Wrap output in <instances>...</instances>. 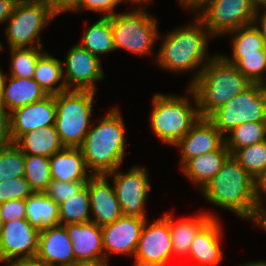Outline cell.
<instances>
[{"label": "cell", "instance_id": "6da1fadb", "mask_svg": "<svg viewBox=\"0 0 266 266\" xmlns=\"http://www.w3.org/2000/svg\"><path fill=\"white\" fill-rule=\"evenodd\" d=\"M195 21L186 26L158 36L162 42L153 63L166 71L179 74L194 71L187 87L200 75L202 68L214 56L208 54V42L213 37L202 21L195 15ZM199 67V68H198ZM196 70V71H195Z\"/></svg>", "mask_w": 266, "mask_h": 266}, {"label": "cell", "instance_id": "7a4b0ae2", "mask_svg": "<svg viewBox=\"0 0 266 266\" xmlns=\"http://www.w3.org/2000/svg\"><path fill=\"white\" fill-rule=\"evenodd\" d=\"M207 202L252 221L257 212L255 179L230 155L201 190Z\"/></svg>", "mask_w": 266, "mask_h": 266}, {"label": "cell", "instance_id": "3957f363", "mask_svg": "<svg viewBox=\"0 0 266 266\" xmlns=\"http://www.w3.org/2000/svg\"><path fill=\"white\" fill-rule=\"evenodd\" d=\"M120 109L111 107L98 123H92L80 147L93 175H106L122 166L126 156L125 124Z\"/></svg>", "mask_w": 266, "mask_h": 266}, {"label": "cell", "instance_id": "277c9868", "mask_svg": "<svg viewBox=\"0 0 266 266\" xmlns=\"http://www.w3.org/2000/svg\"><path fill=\"white\" fill-rule=\"evenodd\" d=\"M252 84L235 65L228 63L217 53L206 63L189 87L197 96L199 116L208 118Z\"/></svg>", "mask_w": 266, "mask_h": 266}, {"label": "cell", "instance_id": "5b68a950", "mask_svg": "<svg viewBox=\"0 0 266 266\" xmlns=\"http://www.w3.org/2000/svg\"><path fill=\"white\" fill-rule=\"evenodd\" d=\"M185 91V97L162 93L152 97L150 128L155 137L167 146H174L200 118L197 96L189 86Z\"/></svg>", "mask_w": 266, "mask_h": 266}, {"label": "cell", "instance_id": "8992f818", "mask_svg": "<svg viewBox=\"0 0 266 266\" xmlns=\"http://www.w3.org/2000/svg\"><path fill=\"white\" fill-rule=\"evenodd\" d=\"M151 3L153 2H133L131 5L139 7L132 11L118 12L111 17L115 50L124 49L136 56L151 55L160 33L157 18L147 12Z\"/></svg>", "mask_w": 266, "mask_h": 266}, {"label": "cell", "instance_id": "52a82bcc", "mask_svg": "<svg viewBox=\"0 0 266 266\" xmlns=\"http://www.w3.org/2000/svg\"><path fill=\"white\" fill-rule=\"evenodd\" d=\"M95 91L67 90L55 95V128L65 147L80 148L93 123Z\"/></svg>", "mask_w": 266, "mask_h": 266}, {"label": "cell", "instance_id": "ba28073f", "mask_svg": "<svg viewBox=\"0 0 266 266\" xmlns=\"http://www.w3.org/2000/svg\"><path fill=\"white\" fill-rule=\"evenodd\" d=\"M57 14L36 0H18L11 16L5 22L8 48L43 47L39 37Z\"/></svg>", "mask_w": 266, "mask_h": 266}, {"label": "cell", "instance_id": "9c48e42d", "mask_svg": "<svg viewBox=\"0 0 266 266\" xmlns=\"http://www.w3.org/2000/svg\"><path fill=\"white\" fill-rule=\"evenodd\" d=\"M208 119L224 136L241 124L266 121V96L260 83H253L213 112Z\"/></svg>", "mask_w": 266, "mask_h": 266}, {"label": "cell", "instance_id": "30bf717a", "mask_svg": "<svg viewBox=\"0 0 266 266\" xmlns=\"http://www.w3.org/2000/svg\"><path fill=\"white\" fill-rule=\"evenodd\" d=\"M256 8L252 0H210L195 14L215 38L254 23Z\"/></svg>", "mask_w": 266, "mask_h": 266}, {"label": "cell", "instance_id": "8fae6325", "mask_svg": "<svg viewBox=\"0 0 266 266\" xmlns=\"http://www.w3.org/2000/svg\"><path fill=\"white\" fill-rule=\"evenodd\" d=\"M119 169L106 176L113 177L112 183L123 215L148 219L145 204L152 188L147 169L141 165H134L125 173Z\"/></svg>", "mask_w": 266, "mask_h": 266}, {"label": "cell", "instance_id": "7c38bea8", "mask_svg": "<svg viewBox=\"0 0 266 266\" xmlns=\"http://www.w3.org/2000/svg\"><path fill=\"white\" fill-rule=\"evenodd\" d=\"M173 246L168 220L162 216L152 223L145 221L133 266H166L173 258Z\"/></svg>", "mask_w": 266, "mask_h": 266}, {"label": "cell", "instance_id": "4fadbf2b", "mask_svg": "<svg viewBox=\"0 0 266 266\" xmlns=\"http://www.w3.org/2000/svg\"><path fill=\"white\" fill-rule=\"evenodd\" d=\"M62 64L65 67H63V76L68 90L96 92V83L106 77L100 58L91 54L79 43L71 46Z\"/></svg>", "mask_w": 266, "mask_h": 266}, {"label": "cell", "instance_id": "5bb4252c", "mask_svg": "<svg viewBox=\"0 0 266 266\" xmlns=\"http://www.w3.org/2000/svg\"><path fill=\"white\" fill-rule=\"evenodd\" d=\"M39 232L27 219L4 222L0 231V264L35 259Z\"/></svg>", "mask_w": 266, "mask_h": 266}, {"label": "cell", "instance_id": "9a60e30c", "mask_svg": "<svg viewBox=\"0 0 266 266\" xmlns=\"http://www.w3.org/2000/svg\"><path fill=\"white\" fill-rule=\"evenodd\" d=\"M147 219L122 215L111 224L101 227L105 261L110 255H135L138 241Z\"/></svg>", "mask_w": 266, "mask_h": 266}, {"label": "cell", "instance_id": "2e32d148", "mask_svg": "<svg viewBox=\"0 0 266 266\" xmlns=\"http://www.w3.org/2000/svg\"><path fill=\"white\" fill-rule=\"evenodd\" d=\"M225 144V136L208 118L200 117L190 131L175 145L180 150V168L192 158L219 150Z\"/></svg>", "mask_w": 266, "mask_h": 266}, {"label": "cell", "instance_id": "e0dca14e", "mask_svg": "<svg viewBox=\"0 0 266 266\" xmlns=\"http://www.w3.org/2000/svg\"><path fill=\"white\" fill-rule=\"evenodd\" d=\"M55 95L20 107L10 113L11 136L15 143L23 134L41 127L55 125Z\"/></svg>", "mask_w": 266, "mask_h": 266}, {"label": "cell", "instance_id": "ac0fdd59", "mask_svg": "<svg viewBox=\"0 0 266 266\" xmlns=\"http://www.w3.org/2000/svg\"><path fill=\"white\" fill-rule=\"evenodd\" d=\"M106 175H93L87 181L91 207V222L102 227L119 219L123 212L114 185Z\"/></svg>", "mask_w": 266, "mask_h": 266}, {"label": "cell", "instance_id": "d6986e66", "mask_svg": "<svg viewBox=\"0 0 266 266\" xmlns=\"http://www.w3.org/2000/svg\"><path fill=\"white\" fill-rule=\"evenodd\" d=\"M35 259L49 266H70L77 262L65 225L40 230Z\"/></svg>", "mask_w": 266, "mask_h": 266}, {"label": "cell", "instance_id": "ffe728a7", "mask_svg": "<svg viewBox=\"0 0 266 266\" xmlns=\"http://www.w3.org/2000/svg\"><path fill=\"white\" fill-rule=\"evenodd\" d=\"M77 262H106L101 227L93 222L65 225Z\"/></svg>", "mask_w": 266, "mask_h": 266}, {"label": "cell", "instance_id": "44dd1931", "mask_svg": "<svg viewBox=\"0 0 266 266\" xmlns=\"http://www.w3.org/2000/svg\"><path fill=\"white\" fill-rule=\"evenodd\" d=\"M222 223L219 218H212L192 241L188 258L201 266H217L222 263L224 252L221 250Z\"/></svg>", "mask_w": 266, "mask_h": 266}, {"label": "cell", "instance_id": "7402d4cb", "mask_svg": "<svg viewBox=\"0 0 266 266\" xmlns=\"http://www.w3.org/2000/svg\"><path fill=\"white\" fill-rule=\"evenodd\" d=\"M46 91L33 78H18L4 75L0 105L9 113L25 105L47 97Z\"/></svg>", "mask_w": 266, "mask_h": 266}, {"label": "cell", "instance_id": "603a6c76", "mask_svg": "<svg viewBox=\"0 0 266 266\" xmlns=\"http://www.w3.org/2000/svg\"><path fill=\"white\" fill-rule=\"evenodd\" d=\"M164 217L169 222L171 232V240L174 256L178 258H187L191 248L192 241L197 233L212 219L218 216L213 213L202 212L194 217L183 218L174 221L173 212L164 214Z\"/></svg>", "mask_w": 266, "mask_h": 266}, {"label": "cell", "instance_id": "cb8c5ba5", "mask_svg": "<svg viewBox=\"0 0 266 266\" xmlns=\"http://www.w3.org/2000/svg\"><path fill=\"white\" fill-rule=\"evenodd\" d=\"M51 180L65 182L88 181V172L81 148L65 147L50 157Z\"/></svg>", "mask_w": 266, "mask_h": 266}, {"label": "cell", "instance_id": "d4e9b609", "mask_svg": "<svg viewBox=\"0 0 266 266\" xmlns=\"http://www.w3.org/2000/svg\"><path fill=\"white\" fill-rule=\"evenodd\" d=\"M230 155L229 149L224 144L219 150L189 159L179 169L190 182L201 190L212 180Z\"/></svg>", "mask_w": 266, "mask_h": 266}, {"label": "cell", "instance_id": "484cf974", "mask_svg": "<svg viewBox=\"0 0 266 266\" xmlns=\"http://www.w3.org/2000/svg\"><path fill=\"white\" fill-rule=\"evenodd\" d=\"M15 144L24 154L49 158L65 148L54 125L27 132Z\"/></svg>", "mask_w": 266, "mask_h": 266}, {"label": "cell", "instance_id": "4316f807", "mask_svg": "<svg viewBox=\"0 0 266 266\" xmlns=\"http://www.w3.org/2000/svg\"><path fill=\"white\" fill-rule=\"evenodd\" d=\"M232 56L219 53L228 63L235 65L243 55L259 54V51L266 48L264 38L259 28L254 24L243 26L230 31Z\"/></svg>", "mask_w": 266, "mask_h": 266}, {"label": "cell", "instance_id": "83f0119b", "mask_svg": "<svg viewBox=\"0 0 266 266\" xmlns=\"http://www.w3.org/2000/svg\"><path fill=\"white\" fill-rule=\"evenodd\" d=\"M26 219L39 231L59 224V204L44 192H35L25 200Z\"/></svg>", "mask_w": 266, "mask_h": 266}, {"label": "cell", "instance_id": "f1b7e54d", "mask_svg": "<svg viewBox=\"0 0 266 266\" xmlns=\"http://www.w3.org/2000/svg\"><path fill=\"white\" fill-rule=\"evenodd\" d=\"M33 79L48 95H56L68 90L64 81L62 61L46 51L37 61Z\"/></svg>", "mask_w": 266, "mask_h": 266}, {"label": "cell", "instance_id": "f546056e", "mask_svg": "<svg viewBox=\"0 0 266 266\" xmlns=\"http://www.w3.org/2000/svg\"><path fill=\"white\" fill-rule=\"evenodd\" d=\"M79 44L94 56L114 52L112 18L101 16L95 23L86 27Z\"/></svg>", "mask_w": 266, "mask_h": 266}, {"label": "cell", "instance_id": "4dcf8cb0", "mask_svg": "<svg viewBox=\"0 0 266 266\" xmlns=\"http://www.w3.org/2000/svg\"><path fill=\"white\" fill-rule=\"evenodd\" d=\"M91 222V207L87 185L59 205V224Z\"/></svg>", "mask_w": 266, "mask_h": 266}, {"label": "cell", "instance_id": "1f68e13d", "mask_svg": "<svg viewBox=\"0 0 266 266\" xmlns=\"http://www.w3.org/2000/svg\"><path fill=\"white\" fill-rule=\"evenodd\" d=\"M266 140V121L247 122L234 128L225 136L230 154L240 148Z\"/></svg>", "mask_w": 266, "mask_h": 266}, {"label": "cell", "instance_id": "d6a6232c", "mask_svg": "<svg viewBox=\"0 0 266 266\" xmlns=\"http://www.w3.org/2000/svg\"><path fill=\"white\" fill-rule=\"evenodd\" d=\"M44 47L9 48L11 53L10 73L7 75L18 78H33L39 57Z\"/></svg>", "mask_w": 266, "mask_h": 266}, {"label": "cell", "instance_id": "836d02e7", "mask_svg": "<svg viewBox=\"0 0 266 266\" xmlns=\"http://www.w3.org/2000/svg\"><path fill=\"white\" fill-rule=\"evenodd\" d=\"M24 178L34 192H44L51 183L50 158L25 154Z\"/></svg>", "mask_w": 266, "mask_h": 266}, {"label": "cell", "instance_id": "e575fe53", "mask_svg": "<svg viewBox=\"0 0 266 266\" xmlns=\"http://www.w3.org/2000/svg\"><path fill=\"white\" fill-rule=\"evenodd\" d=\"M231 155L255 179L266 167V140L235 150Z\"/></svg>", "mask_w": 266, "mask_h": 266}, {"label": "cell", "instance_id": "d590c367", "mask_svg": "<svg viewBox=\"0 0 266 266\" xmlns=\"http://www.w3.org/2000/svg\"><path fill=\"white\" fill-rule=\"evenodd\" d=\"M25 154L15 143L0 149V182L24 177Z\"/></svg>", "mask_w": 266, "mask_h": 266}, {"label": "cell", "instance_id": "8d00e7d4", "mask_svg": "<svg viewBox=\"0 0 266 266\" xmlns=\"http://www.w3.org/2000/svg\"><path fill=\"white\" fill-rule=\"evenodd\" d=\"M252 83H260L266 77V48L259 54L243 55L235 64Z\"/></svg>", "mask_w": 266, "mask_h": 266}, {"label": "cell", "instance_id": "74e56055", "mask_svg": "<svg viewBox=\"0 0 266 266\" xmlns=\"http://www.w3.org/2000/svg\"><path fill=\"white\" fill-rule=\"evenodd\" d=\"M35 192L24 177L0 182V204L13 199L26 200Z\"/></svg>", "mask_w": 266, "mask_h": 266}, {"label": "cell", "instance_id": "f35d334b", "mask_svg": "<svg viewBox=\"0 0 266 266\" xmlns=\"http://www.w3.org/2000/svg\"><path fill=\"white\" fill-rule=\"evenodd\" d=\"M133 3L132 0H76L73 7L69 12H81L83 11H92L103 13V17H112L118 12H115L117 5L121 3L128 4Z\"/></svg>", "mask_w": 266, "mask_h": 266}, {"label": "cell", "instance_id": "ab89813d", "mask_svg": "<svg viewBox=\"0 0 266 266\" xmlns=\"http://www.w3.org/2000/svg\"><path fill=\"white\" fill-rule=\"evenodd\" d=\"M87 184V181L65 182L51 180L48 188L44 191L47 197L51 198L57 204L65 202L74 194L80 192Z\"/></svg>", "mask_w": 266, "mask_h": 266}, {"label": "cell", "instance_id": "60d3db41", "mask_svg": "<svg viewBox=\"0 0 266 266\" xmlns=\"http://www.w3.org/2000/svg\"><path fill=\"white\" fill-rule=\"evenodd\" d=\"M1 215L3 222L26 219L25 200L13 199L1 204Z\"/></svg>", "mask_w": 266, "mask_h": 266}, {"label": "cell", "instance_id": "b9f144b4", "mask_svg": "<svg viewBox=\"0 0 266 266\" xmlns=\"http://www.w3.org/2000/svg\"><path fill=\"white\" fill-rule=\"evenodd\" d=\"M13 144L10 113L0 105V149Z\"/></svg>", "mask_w": 266, "mask_h": 266}, {"label": "cell", "instance_id": "7bdbcfd3", "mask_svg": "<svg viewBox=\"0 0 266 266\" xmlns=\"http://www.w3.org/2000/svg\"><path fill=\"white\" fill-rule=\"evenodd\" d=\"M49 6L58 16L71 10L76 0H36Z\"/></svg>", "mask_w": 266, "mask_h": 266}, {"label": "cell", "instance_id": "ee69618b", "mask_svg": "<svg viewBox=\"0 0 266 266\" xmlns=\"http://www.w3.org/2000/svg\"><path fill=\"white\" fill-rule=\"evenodd\" d=\"M261 10L265 11L261 12ZM254 24L259 28L266 44V3L257 6L255 11Z\"/></svg>", "mask_w": 266, "mask_h": 266}, {"label": "cell", "instance_id": "f6af8a7d", "mask_svg": "<svg viewBox=\"0 0 266 266\" xmlns=\"http://www.w3.org/2000/svg\"><path fill=\"white\" fill-rule=\"evenodd\" d=\"M255 196L258 202L266 200V167L255 178Z\"/></svg>", "mask_w": 266, "mask_h": 266}, {"label": "cell", "instance_id": "bcb514c9", "mask_svg": "<svg viewBox=\"0 0 266 266\" xmlns=\"http://www.w3.org/2000/svg\"><path fill=\"white\" fill-rule=\"evenodd\" d=\"M18 0H0V24L5 23L11 16Z\"/></svg>", "mask_w": 266, "mask_h": 266}, {"label": "cell", "instance_id": "7dc6e473", "mask_svg": "<svg viewBox=\"0 0 266 266\" xmlns=\"http://www.w3.org/2000/svg\"><path fill=\"white\" fill-rule=\"evenodd\" d=\"M264 201H259L257 206V212L252 220L253 225L260 227L266 231V208Z\"/></svg>", "mask_w": 266, "mask_h": 266}, {"label": "cell", "instance_id": "c3c4849f", "mask_svg": "<svg viewBox=\"0 0 266 266\" xmlns=\"http://www.w3.org/2000/svg\"><path fill=\"white\" fill-rule=\"evenodd\" d=\"M210 0H178L180 6L194 14L198 12Z\"/></svg>", "mask_w": 266, "mask_h": 266}, {"label": "cell", "instance_id": "681fc988", "mask_svg": "<svg viewBox=\"0 0 266 266\" xmlns=\"http://www.w3.org/2000/svg\"><path fill=\"white\" fill-rule=\"evenodd\" d=\"M13 266H49L41 261L36 259H26V260H17L13 261Z\"/></svg>", "mask_w": 266, "mask_h": 266}, {"label": "cell", "instance_id": "f907efd6", "mask_svg": "<svg viewBox=\"0 0 266 266\" xmlns=\"http://www.w3.org/2000/svg\"><path fill=\"white\" fill-rule=\"evenodd\" d=\"M70 266H109L107 262H76Z\"/></svg>", "mask_w": 266, "mask_h": 266}, {"label": "cell", "instance_id": "816d5d0a", "mask_svg": "<svg viewBox=\"0 0 266 266\" xmlns=\"http://www.w3.org/2000/svg\"><path fill=\"white\" fill-rule=\"evenodd\" d=\"M237 266H266V261H249Z\"/></svg>", "mask_w": 266, "mask_h": 266}, {"label": "cell", "instance_id": "f5cc1de1", "mask_svg": "<svg viewBox=\"0 0 266 266\" xmlns=\"http://www.w3.org/2000/svg\"><path fill=\"white\" fill-rule=\"evenodd\" d=\"M260 85H261L263 94L266 96V77L262 80V82H260Z\"/></svg>", "mask_w": 266, "mask_h": 266}, {"label": "cell", "instance_id": "db71d44e", "mask_svg": "<svg viewBox=\"0 0 266 266\" xmlns=\"http://www.w3.org/2000/svg\"><path fill=\"white\" fill-rule=\"evenodd\" d=\"M4 75L5 73H3V70L0 67V97H1V88H2V81H3Z\"/></svg>", "mask_w": 266, "mask_h": 266}, {"label": "cell", "instance_id": "11a10c76", "mask_svg": "<svg viewBox=\"0 0 266 266\" xmlns=\"http://www.w3.org/2000/svg\"><path fill=\"white\" fill-rule=\"evenodd\" d=\"M256 7L260 4L266 3V0H252Z\"/></svg>", "mask_w": 266, "mask_h": 266}, {"label": "cell", "instance_id": "9f6ffc18", "mask_svg": "<svg viewBox=\"0 0 266 266\" xmlns=\"http://www.w3.org/2000/svg\"><path fill=\"white\" fill-rule=\"evenodd\" d=\"M4 222H3V219H2V215H1V204H0V231H1V228L3 226Z\"/></svg>", "mask_w": 266, "mask_h": 266}, {"label": "cell", "instance_id": "6f0895ef", "mask_svg": "<svg viewBox=\"0 0 266 266\" xmlns=\"http://www.w3.org/2000/svg\"><path fill=\"white\" fill-rule=\"evenodd\" d=\"M133 2H139V1H142V2H146V1H148V2H154L153 0H132Z\"/></svg>", "mask_w": 266, "mask_h": 266}, {"label": "cell", "instance_id": "680465c9", "mask_svg": "<svg viewBox=\"0 0 266 266\" xmlns=\"http://www.w3.org/2000/svg\"><path fill=\"white\" fill-rule=\"evenodd\" d=\"M6 266H13V262L5 263Z\"/></svg>", "mask_w": 266, "mask_h": 266}, {"label": "cell", "instance_id": "91938a15", "mask_svg": "<svg viewBox=\"0 0 266 266\" xmlns=\"http://www.w3.org/2000/svg\"><path fill=\"white\" fill-rule=\"evenodd\" d=\"M3 45H2V42H0V51H2L3 50Z\"/></svg>", "mask_w": 266, "mask_h": 266}]
</instances>
